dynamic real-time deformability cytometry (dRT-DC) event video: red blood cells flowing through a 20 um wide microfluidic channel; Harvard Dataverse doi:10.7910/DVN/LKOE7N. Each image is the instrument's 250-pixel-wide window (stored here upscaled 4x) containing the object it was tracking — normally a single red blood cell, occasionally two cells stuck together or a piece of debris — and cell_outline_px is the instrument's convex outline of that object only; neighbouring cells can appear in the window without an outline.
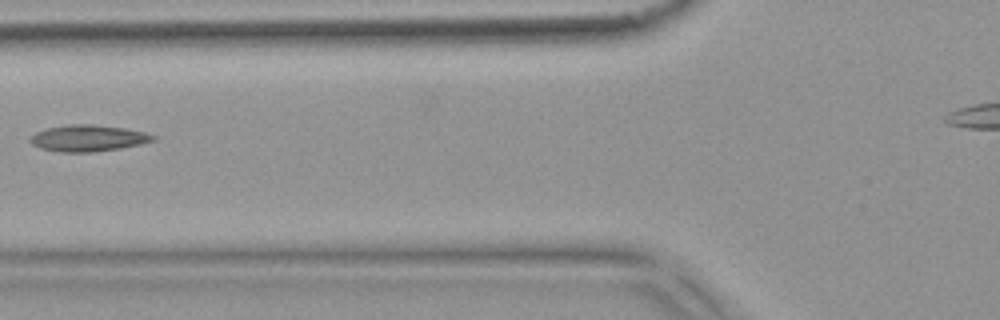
{"species": "common noctule bat (a hibernating species)", "species_latin": "Nyctalus noctula", "temperature_condition": "warm", "stored_images_in_passage": 2, "camera_frame_rate_fps": 3000, "um_per_image_px": 0.085, "animal": {"sex": "female", "body_mass_g": 18.4}, "frame": {"image": 1, "passage_image": 2, "time_ms": 0.333, "image_size_px": [1000, 320], "cell_outline_px": [[156, 140], [140, 144], [120, 148], [92, 152], [60, 152], [40, 148], [32, 144], [28, 140], [28, 136], [36, 132], [48, 128], [72, 124], [92, 124], [124, 128], [144, 132], [156, 136]], "centroid_in_image_um": [7.46, 11.75], "position_along_channel_um": 118.3, "area_um2": 18.9}}